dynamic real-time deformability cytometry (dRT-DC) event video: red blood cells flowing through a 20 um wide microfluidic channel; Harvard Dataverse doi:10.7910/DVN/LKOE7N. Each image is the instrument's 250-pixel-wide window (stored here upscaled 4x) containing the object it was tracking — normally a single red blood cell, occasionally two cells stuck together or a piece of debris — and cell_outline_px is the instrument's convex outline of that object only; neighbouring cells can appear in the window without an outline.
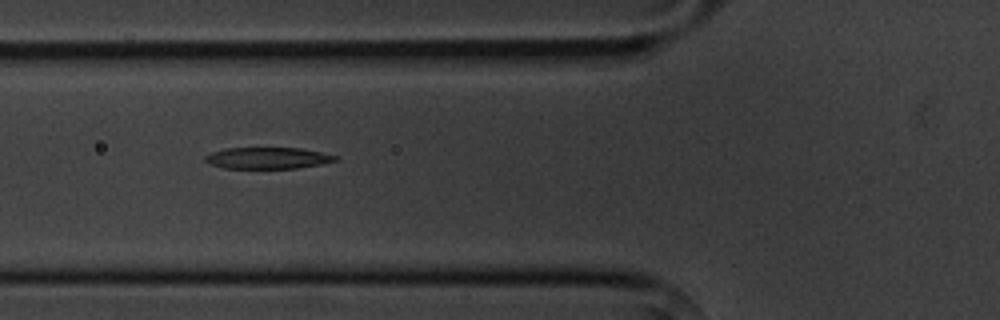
{"species": "common noctule bat (a hibernating species)", "species_latin": "Nyctalus noctula", "temperature_condition": "cold", "stored_images_in_passage": 9, "camera_frame_rate_fps": 3000, "um_per_image_px": 0.085, "animal": {"sex": "male", "body_mass_g": 20.1, "forearm_length_mm": 53.5}, "frame": {"image": 1, "passage_image": 6, "time_ms": 5.667, "image_size_px": [1000, 320], "cell_outline_px": [[336, 160], [324, 164], [296, 168], [224, 168], [212, 164], [204, 160], [204, 156], [212, 152], [224, 148], [300, 148], [320, 152], [336, 156]], "centroid_in_image_um": [22.73, 13.43], "position_along_channel_um": 103.1, "area_um2": 16.13}}
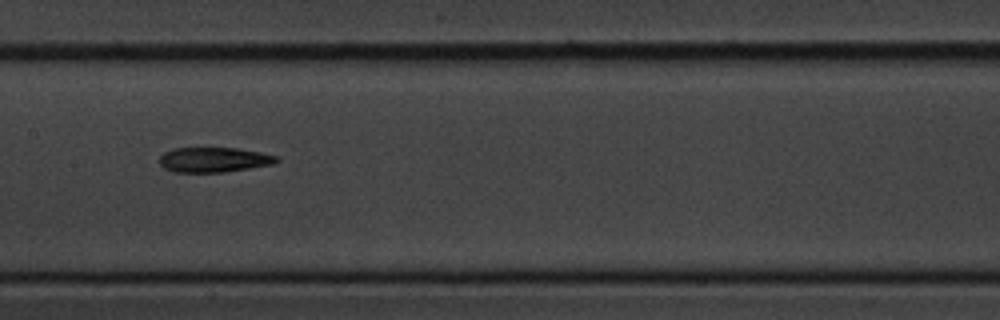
{"frame": {"image": 2, "passage_image": 8, "time_ms": 8.0, "image_size_px": [1000, 320], "cell_outline_px": [[280, 160], [272, 164], [224, 172], [172, 172], [164, 168], [160, 164], [160, 156], [164, 152], [172, 148], [236, 148], [260, 152], [280, 156]], "centroid_in_image_um": [18.17, 13.57], "position_along_channel_um": 189.2, "area_um2": 17.05}}
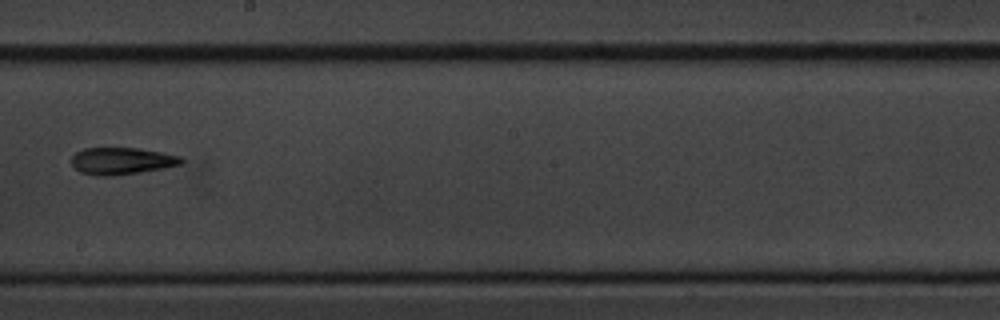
{"frame": {"image": 3, "passage_image": 9, "time_ms": 9.333, "image_size_px": [1000, 320], "cell_outline_px": [[184, 164], [164, 168], [140, 172], [112, 176], [100, 176], [80, 172], [72, 164], [72, 156], [76, 152], [84, 148], [136, 148], [160, 152], [180, 156], [184, 160]], "centroid_in_image_um": [10.36, 13.68], "position_along_channel_um": 237.8, "area_um2": 17.22}}